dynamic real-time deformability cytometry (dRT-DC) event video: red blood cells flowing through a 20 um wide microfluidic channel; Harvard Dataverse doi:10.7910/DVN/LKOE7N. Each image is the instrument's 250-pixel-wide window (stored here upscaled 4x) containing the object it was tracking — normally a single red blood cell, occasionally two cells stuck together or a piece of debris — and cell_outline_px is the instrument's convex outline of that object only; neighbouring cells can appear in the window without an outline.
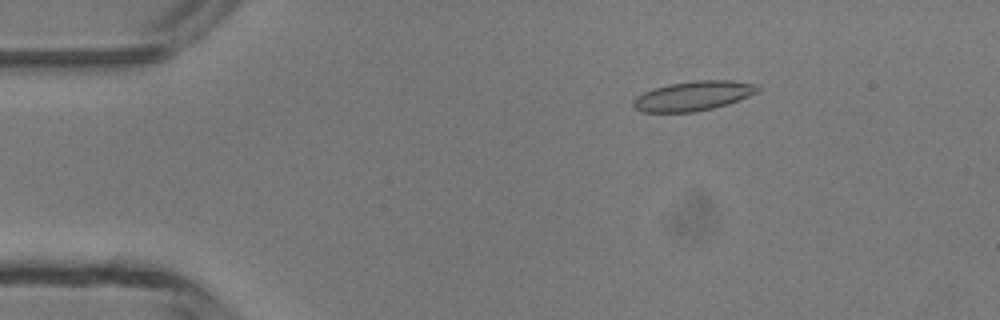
{"species": "common noctule bat (a hibernating species)", "species_latin": "Nyctalus noctula", "temperature_condition": "room temperature", "stored_images_in_passage": 43, "camera_frame_rate_fps": 3000, "um_per_image_px": 0.085, "animal": {"sex": "male", "body_mass_g": 13.3}, "frame": {"image": 1, "passage_image": 3, "time_ms": 0.667, "image_size_px": [1000, 320], "cell_outline_px": [[760, 88], [756, 92], [748, 96], [712, 108], [692, 112], [644, 112], [636, 108], [632, 104], [636, 96], [644, 92], [668, 84], [696, 80], [728, 80], [752, 84]], "centroid_in_image_um": [58.87, 8.15], "position_along_channel_um": 26.1, "area_um2": 20.87}}
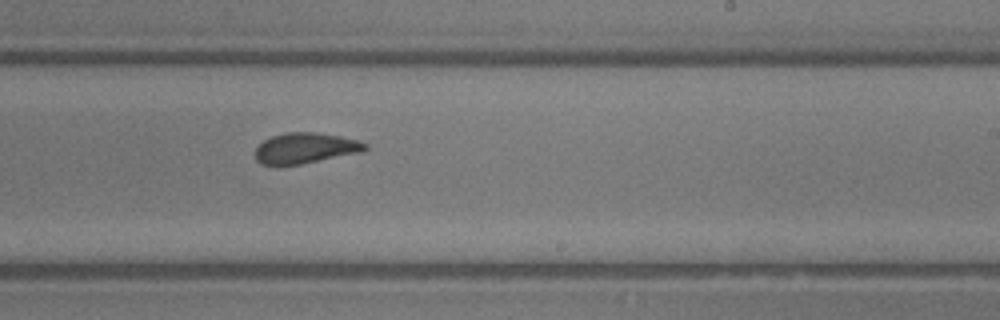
{"frame": {"image": 2, "passage_image": 24, "time_ms": 7.667, "image_size_px": [1000, 320], "cell_outline_px": [[368, 148], [360, 152], [300, 164], [264, 164], [256, 160], [256, 148], [264, 140], [272, 136], [288, 132], [312, 132], [340, 136], [356, 140], [368, 144]], "centroid_in_image_um": [25.96, 12.57], "position_along_channel_um": 263.0, "area_um2": 19.13}}
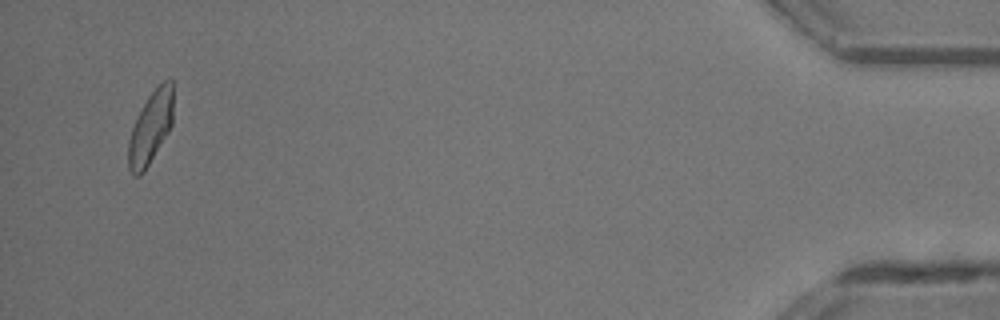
{"frame": {"image": 3, "passage_image": 41, "time_ms": 13.333, "image_size_px": [1000, 320], "cell_outline_px": [[172, 124], [168, 132], [144, 172], [140, 176], [132, 176], [128, 168], [128, 140], [132, 128], [148, 96], [168, 76], [172, 80]], "centroid_in_image_um": [12.79, 10.88], "position_along_channel_um": 422.4, "area_um2": 18.73}, "authors_computed_cell_mechanics": {"area_um2": 20.0566, "velocity_mm_per_s": 4.3324, "shape_relaxation_time_tau1_ms": 10.7918, "shape_relaxation_time_tau2_ms": 1.3487, "deformation_change_tau1": 0.2408, "deformation_change_tau2": 0.0723}}